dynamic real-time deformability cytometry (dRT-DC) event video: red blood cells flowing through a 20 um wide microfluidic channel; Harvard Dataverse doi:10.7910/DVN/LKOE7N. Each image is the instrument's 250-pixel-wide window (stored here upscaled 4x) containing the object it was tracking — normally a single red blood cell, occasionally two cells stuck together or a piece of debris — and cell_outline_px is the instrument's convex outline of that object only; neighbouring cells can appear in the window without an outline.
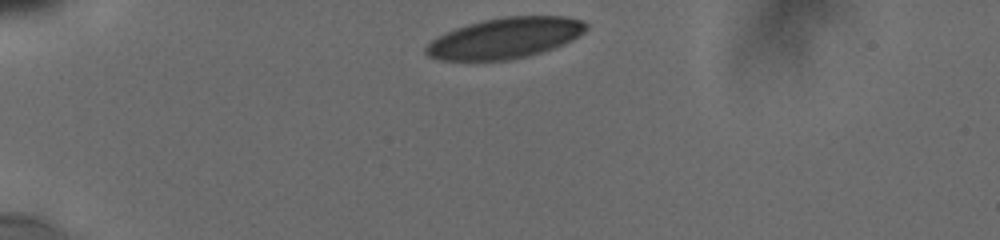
{"species": "human", "species_latin": "Homo sapiens", "temperature_condition": "cold", "stored_images_in_passage": 22, "camera_frame_rate_fps": 3000, "um_per_image_px": 0.085, "donor": {"sex": "male"}, "frame": {"image": 1, "passage_image": 1, "time_ms": 0.0, "image_size_px": [1000, 240], "cell_outline_px": [[588, 28], [584, 32], [572, 40], [552, 48], [540, 52], [508, 60], [440, 60], [428, 56], [424, 52], [424, 48], [432, 40], [456, 28], [468, 24], [484, 20], [504, 16], [564, 16], [584, 20], [588, 24]], "centroid_in_image_um": [42.95, 3.22], "position_along_channel_um": 42.1, "area_um2": 37.69}}
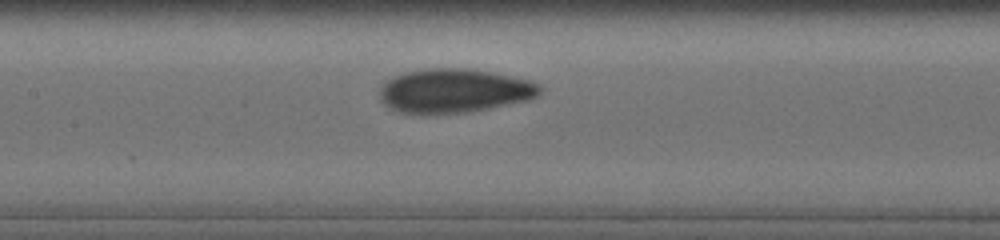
{"frame": {"image": 2, "passage_image": 10, "time_ms": 4.667, "image_size_px": [1000, 240], "cell_outline_px": [[544, 88], [536, 96], [528, 100], [488, 108], [464, 112], [400, 112], [388, 108], [380, 100], [380, 88], [388, 80], [404, 72], [428, 68], [468, 68], [492, 72], [528, 80], [540, 84]], "centroid_in_image_um": [38.62, 7.69], "position_along_channel_um": 168.8, "area_um2": 40.52}}
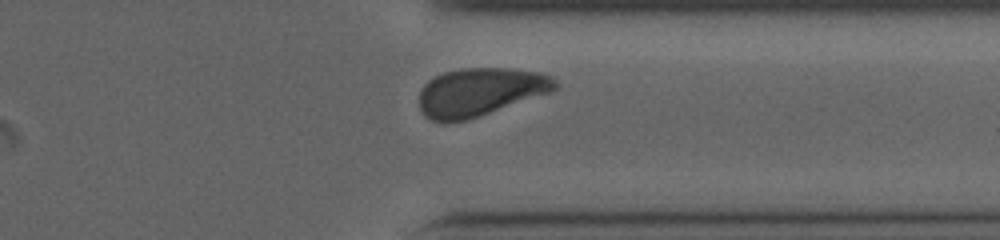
{"frame": {"image": 3, "passage_image": 20, "time_ms": 10.0, "image_size_px": [1000, 240], "cell_outline_px": [[556, 88], [548, 92], [468, 120], [444, 124], [432, 120], [424, 116], [420, 108], [420, 92], [424, 84], [428, 80], [444, 72], [460, 68], [508, 68], [540, 72], [552, 76], [556, 80]], "centroid_in_image_um": [40.75, 7.82], "position_along_channel_um": 370.6, "area_um2": 38.03}, "authors_computed_cell_mechanics": {"area_um2": 39.8242, "velocity_mm_per_s": 3.7966, "shape_relaxation_time_tau1_ms": 4.6463, "shape_relaxation_time_tau2_ms": 1.3339, "deformation_change_tau1": 0.1382, "deformation_change_tau2": 0.0534}}